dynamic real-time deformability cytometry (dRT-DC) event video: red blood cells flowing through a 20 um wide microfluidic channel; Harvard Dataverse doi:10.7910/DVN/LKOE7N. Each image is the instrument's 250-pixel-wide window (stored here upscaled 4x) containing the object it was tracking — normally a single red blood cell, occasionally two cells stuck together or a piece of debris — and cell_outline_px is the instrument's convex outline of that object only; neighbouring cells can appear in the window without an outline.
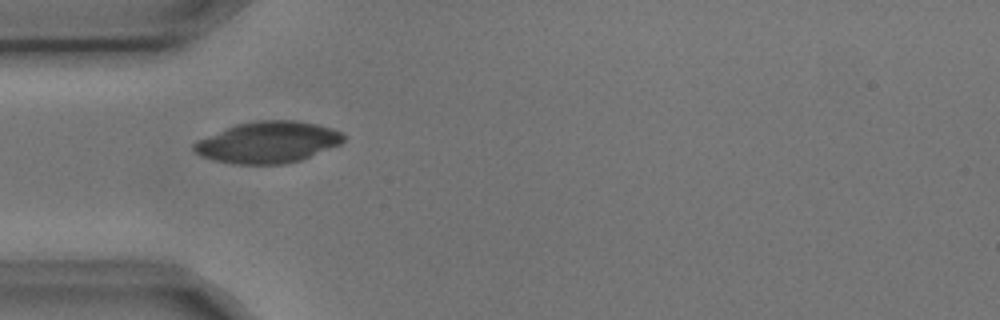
{"species": "common noctule bat (a hibernating species)", "species_latin": "Nyctalus noctula", "temperature_condition": "cold", "stored_images_in_passage": 6, "camera_frame_rate_fps": 3000, "um_per_image_px": 0.085, "animal": {"sex": "male", "body_mass_g": 17.9, "forearm_length_mm": 54.2}, "frame": {"image": 1, "passage_image": 1, "time_ms": 0.0, "image_size_px": [1000, 320], "cell_outline_px": [[344, 140], [340, 144], [300, 160], [284, 164], [236, 164], [216, 160], [200, 156], [192, 148], [192, 144], [196, 140], [236, 124], [256, 120], [296, 120], [316, 124], [332, 128], [340, 132], [344, 136]], "centroid_in_image_um": [22.75, 12.08], "position_along_channel_um": 62.3, "area_um2": 35.95}}
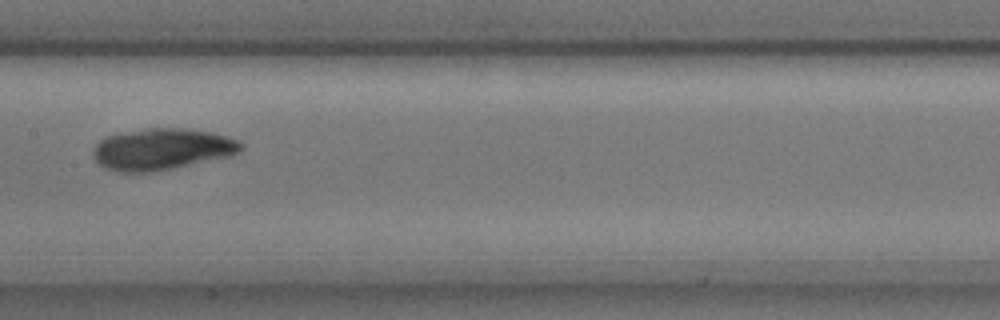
{"frame": {"image": 2, "passage_image": 4, "time_ms": 1.0, "image_size_px": [1000, 320], "cell_outline_px": [[244, 148], [240, 152], [232, 156], [152, 172], [116, 172], [104, 168], [92, 156], [92, 152], [96, 144], [104, 136], [116, 132], [144, 128], [184, 128], [208, 132], [228, 136], [240, 140], [244, 144]], "centroid_in_image_um": [13.76, 12.67], "position_along_channel_um": 193.6, "area_um2": 36.3}}
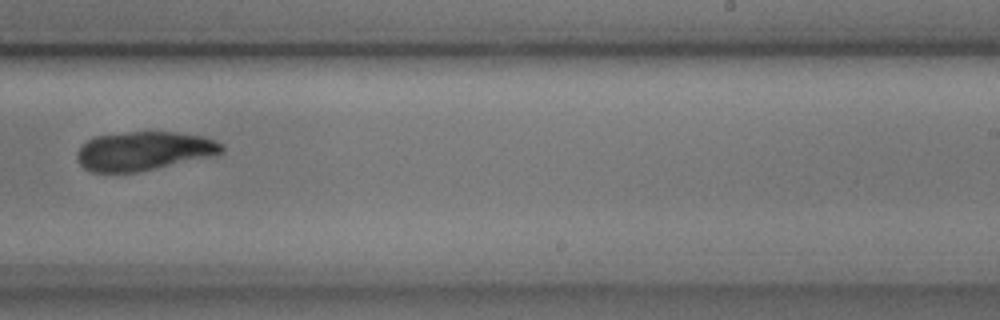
{"frame": {"image": 3, "passage_image": 6, "time_ms": 1.667, "image_size_px": [1000, 320], "cell_outline_px": [[224, 148], [220, 152], [208, 156], [140, 172], [88, 172], [76, 160], [76, 152], [88, 140], [96, 136], [128, 132], [176, 132], [204, 136], [224, 144]], "centroid_in_image_um": [12.18, 12.83], "position_along_channel_um": 276.8, "area_um2": 32.54}}